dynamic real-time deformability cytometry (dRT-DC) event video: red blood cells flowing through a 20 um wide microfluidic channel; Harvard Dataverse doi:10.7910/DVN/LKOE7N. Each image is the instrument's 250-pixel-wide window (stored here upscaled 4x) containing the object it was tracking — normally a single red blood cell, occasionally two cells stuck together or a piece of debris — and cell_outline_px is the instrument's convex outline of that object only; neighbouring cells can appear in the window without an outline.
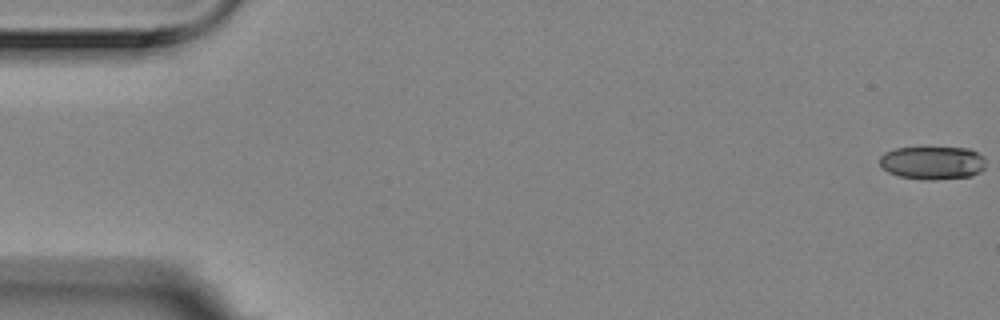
{"species": "Egyptian fruit bat (a non-hibernating species)", "species_latin": "Rousettus aegyptiacus", "temperature_condition": "room temperature", "stored_images_in_passage": 46, "camera_frame_rate_fps": 3000, "um_per_image_px": 0.085, "animal": {"sex": "female"}, "frame": {"image": 1, "passage_image": 1, "time_ms": 0.0, "image_size_px": [1000, 320], "cell_outline_px": [[984, 168], [980, 172], [972, 176], [932, 180], [924, 180], [900, 176], [888, 172], [880, 164], [880, 156], [884, 152], [896, 148], [968, 148], [984, 156]], "centroid_in_image_um": [79.27, 13.84], "position_along_channel_um": 5.7, "area_um2": 20.46}}
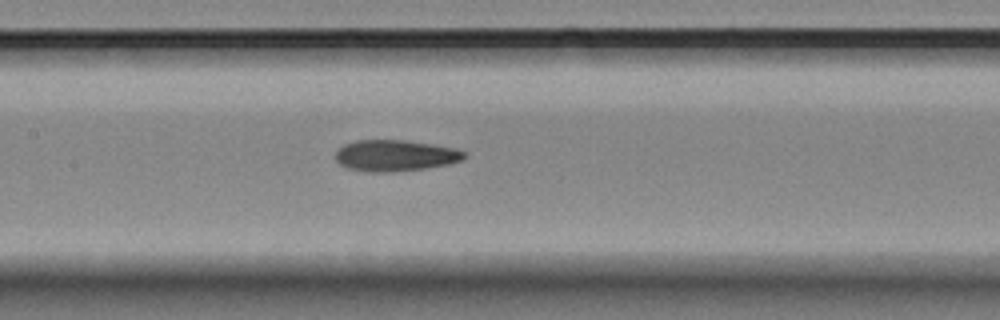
{"frame": {"image": 2, "passage_image": 27, "time_ms": 8.667, "image_size_px": [1000, 320], "cell_outline_px": [[468, 156], [464, 160], [448, 164], [424, 168], [392, 172], [368, 172], [348, 168], [340, 164], [336, 160], [336, 148], [344, 144], [356, 140], [404, 140], [432, 144], [456, 148], [464, 152]], "centroid_in_image_um": [33.59, 13.22], "position_along_channel_um": 173.8, "area_um2": 23.58}}
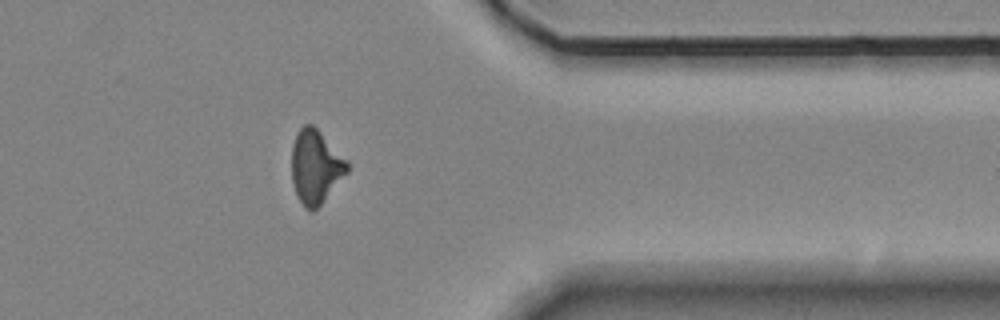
{"frame": {"image": 3, "passage_image": 46, "time_ms": 15.0, "image_size_px": [1000, 320], "cell_outline_px": [[348, 172], [320, 204], [312, 212], [304, 208], [296, 192], [292, 180], [292, 144], [296, 132], [304, 124], [312, 124], [348, 160]], "centroid_in_image_um": [26.82, 14.15], "position_along_channel_um": 384.6, "area_um2": 23.64}, "authors_computed_cell_mechanics": {"area_um2": 23.2356, "velocity_mm_per_s": 3.5425, "shape_relaxation_time_tau1_ms": 7.4527, "shape_relaxation_time_tau2_ms": 4.0061, "deformation_change_tau1": 0.2048, "deformation_change_tau2": 0.1107}}